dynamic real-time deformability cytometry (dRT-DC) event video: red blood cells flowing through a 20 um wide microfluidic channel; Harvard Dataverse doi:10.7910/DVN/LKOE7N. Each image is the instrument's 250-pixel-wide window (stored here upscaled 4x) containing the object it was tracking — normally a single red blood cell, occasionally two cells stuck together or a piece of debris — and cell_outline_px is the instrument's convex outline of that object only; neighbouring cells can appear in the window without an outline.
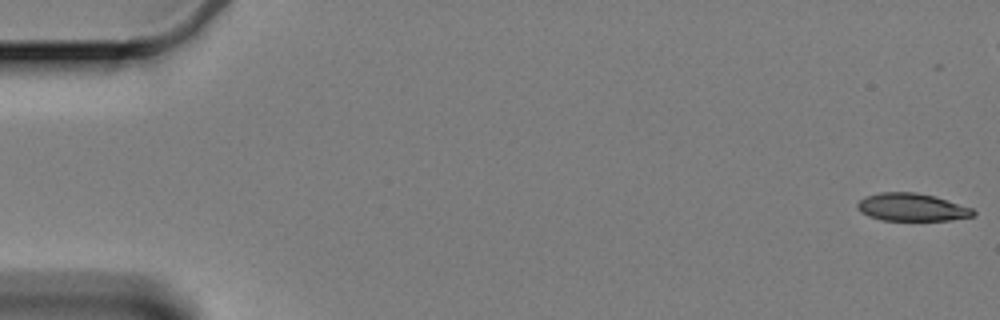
{"species": "Egyptian fruit bat (a non-hibernating species)", "species_latin": "Rousettus aegyptiacus", "temperature_condition": "cold", "stored_images_in_passage": 8, "camera_frame_rate_fps": 3000, "um_per_image_px": 0.085, "animal": {"sex": "female"}, "frame": {"image": 1, "passage_image": 1, "time_ms": 0.0, "image_size_px": [1000, 320], "cell_outline_px": [[976, 216], [952, 220], [880, 220], [868, 216], [860, 212], [856, 208], [856, 204], [864, 196], [880, 192], [916, 192], [932, 196], [972, 208], [976, 212]], "centroid_in_image_um": [77.47, 17.62], "position_along_channel_um": 7.5, "area_um2": 18.79}}